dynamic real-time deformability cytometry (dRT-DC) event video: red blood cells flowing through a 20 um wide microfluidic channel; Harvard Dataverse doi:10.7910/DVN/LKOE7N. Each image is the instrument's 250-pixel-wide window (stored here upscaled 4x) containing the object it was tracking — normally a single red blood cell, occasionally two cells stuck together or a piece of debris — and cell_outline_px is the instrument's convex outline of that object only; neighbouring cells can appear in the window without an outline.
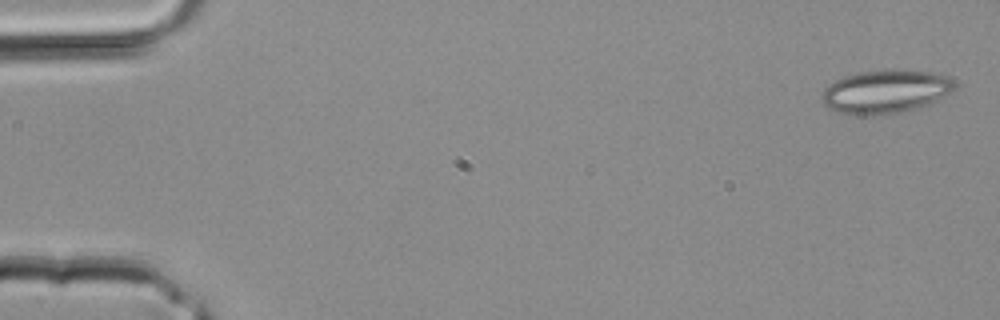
{"species": "common noctule bat (a hibernating species)", "species_latin": "Nyctalus noctula", "temperature_condition": "room temperature", "stored_images_in_passage": 4, "camera_frame_rate_fps": 3000, "um_per_image_px": 0.085, "animal": {"sex": "male", "body_mass_g": 20.4}, "frame": {"image": 1, "passage_image": 1, "time_ms": 0.0, "image_size_px": [1000, 320], "cell_outline_px": [[956, 88], [952, 92], [928, 104], [904, 112], [872, 116], [852, 116], [836, 112], [828, 108], [820, 100], [820, 92], [828, 84], [844, 76], [860, 72], [888, 68], [904, 68], [928, 72], [948, 76], [956, 84]], "centroid_in_image_um": [75.22, 7.79], "position_along_channel_um": 9.8, "area_um2": 34.62}}